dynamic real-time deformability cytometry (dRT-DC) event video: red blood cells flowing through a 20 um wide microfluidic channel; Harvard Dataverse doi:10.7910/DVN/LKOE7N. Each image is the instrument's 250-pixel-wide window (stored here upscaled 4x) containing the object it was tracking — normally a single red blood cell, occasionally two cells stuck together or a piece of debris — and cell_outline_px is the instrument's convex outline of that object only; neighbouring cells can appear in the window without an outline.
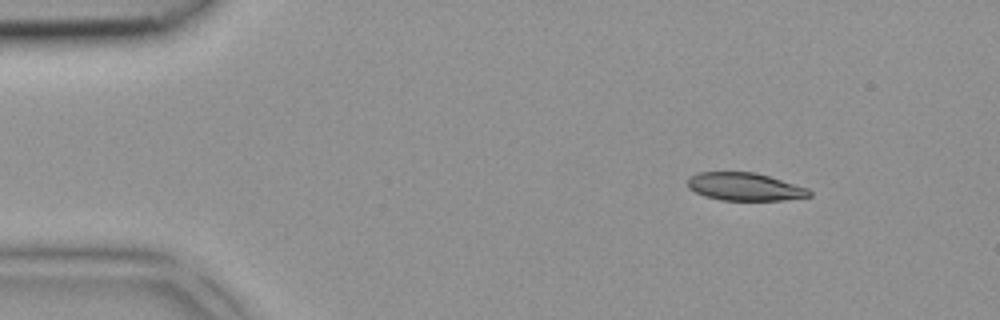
{"species": "common noctule bat (a hibernating species)", "species_latin": "Nyctalus noctula", "temperature_condition": "room temperature", "stored_images_in_passage": 3, "camera_frame_rate_fps": 3000, "um_per_image_px": 0.085, "animal": {"sex": "female", "body_mass_g": 18.4}, "frame": {"image": 1, "passage_image": 1, "time_ms": 0.0, "image_size_px": [1000, 320], "cell_outline_px": [[812, 196], [784, 200], [720, 200], [704, 196], [688, 188], [688, 180], [692, 176], [700, 172], [756, 172], [808, 188], [812, 192]], "centroid_in_image_um": [63.33, 15.87], "position_along_channel_um": 21.7, "area_um2": 19.71}}
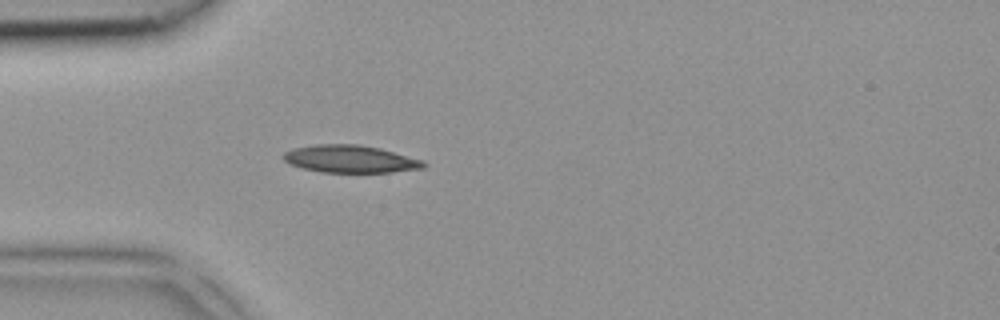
{"frame": {"image": 2, "passage_image": 3, "time_ms": 0.667, "image_size_px": [1000, 320], "cell_outline_px": [[428, 164], [424, 168], [392, 172], [320, 172], [304, 168], [292, 164], [284, 160], [280, 156], [284, 152], [292, 148], [316, 144], [356, 144], [380, 148], [424, 160]], "centroid_in_image_um": [29.79, 13.51], "position_along_channel_um": 55.2, "area_um2": 22.54}}